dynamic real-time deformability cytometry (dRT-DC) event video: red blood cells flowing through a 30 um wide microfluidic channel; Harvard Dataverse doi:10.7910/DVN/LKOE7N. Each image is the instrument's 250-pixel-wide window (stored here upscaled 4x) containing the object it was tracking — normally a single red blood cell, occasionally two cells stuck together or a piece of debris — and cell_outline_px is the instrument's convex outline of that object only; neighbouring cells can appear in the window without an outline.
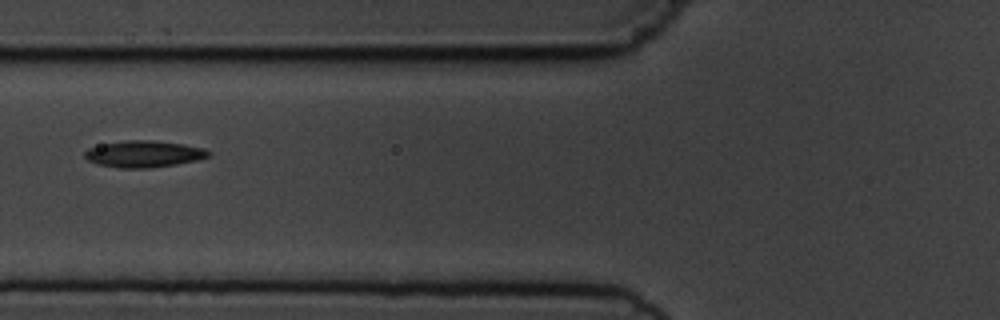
{"species": "common noctule bat (a hibernating species)", "species_latin": "Nyctalus noctula", "temperature_condition": "cold", "stored_images_in_passage": 4, "camera_frame_rate_fps": 3000, "um_per_image_px": 0.085, "animal": {"sex": "male", "body_mass_g": 19.5, "forearm_length_mm": 54.6}, "frame": {"image": 1, "passage_image": 4, "time_ms": 3.333, "image_size_px": [1000, 320], "cell_outline_px": [[212, 152], [208, 156], [196, 160], [176, 164], [148, 168], [120, 168], [96, 164], [88, 160], [84, 156], [84, 152], [88, 148], [104, 144], [124, 140], [152, 140], [184, 144], [204, 148]], "centroid_in_image_um": [12.21, 13.08], "position_along_channel_um": 113.6, "area_um2": 19.19}}